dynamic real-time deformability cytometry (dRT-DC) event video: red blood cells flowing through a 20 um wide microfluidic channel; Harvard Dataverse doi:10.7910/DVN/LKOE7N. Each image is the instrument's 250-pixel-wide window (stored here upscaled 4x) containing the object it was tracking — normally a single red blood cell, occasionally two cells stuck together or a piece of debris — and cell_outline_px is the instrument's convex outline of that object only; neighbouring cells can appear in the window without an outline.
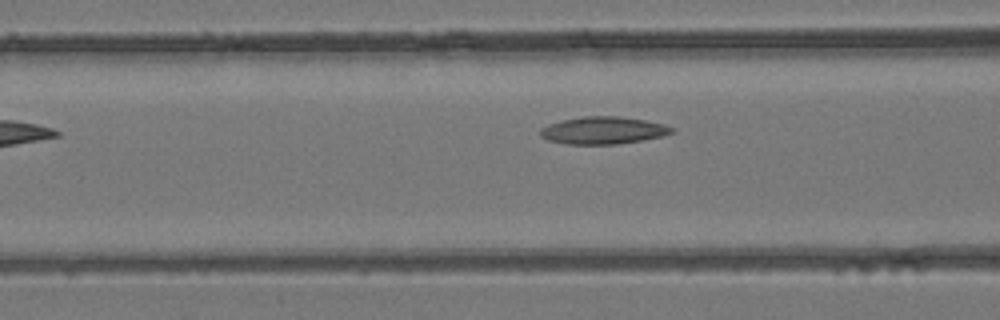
{"species": "common noctule bat (a hibernating species)", "species_latin": "Nyctalus noctula", "temperature_condition": "room temperature", "stored_images_in_passage": 4, "camera_frame_rate_fps": 3000, "um_per_image_px": 0.085, "animal": {"sex": "female", "body_mass_g": 24.6, "forearm_length_mm": 56.2}, "frame": {"image": 1, "passage_image": 4, "time_ms": 1.0, "image_size_px": [1000, 320], "cell_outline_px": [[676, 132], [644, 140], [616, 144], [568, 144], [548, 140], [540, 136], [540, 128], [548, 124], [564, 120], [584, 116], [620, 116], [644, 120], [664, 124], [676, 128]], "centroid_in_image_um": [51.3, 11.08], "position_along_channel_um": 115.3, "area_um2": 20.98}}